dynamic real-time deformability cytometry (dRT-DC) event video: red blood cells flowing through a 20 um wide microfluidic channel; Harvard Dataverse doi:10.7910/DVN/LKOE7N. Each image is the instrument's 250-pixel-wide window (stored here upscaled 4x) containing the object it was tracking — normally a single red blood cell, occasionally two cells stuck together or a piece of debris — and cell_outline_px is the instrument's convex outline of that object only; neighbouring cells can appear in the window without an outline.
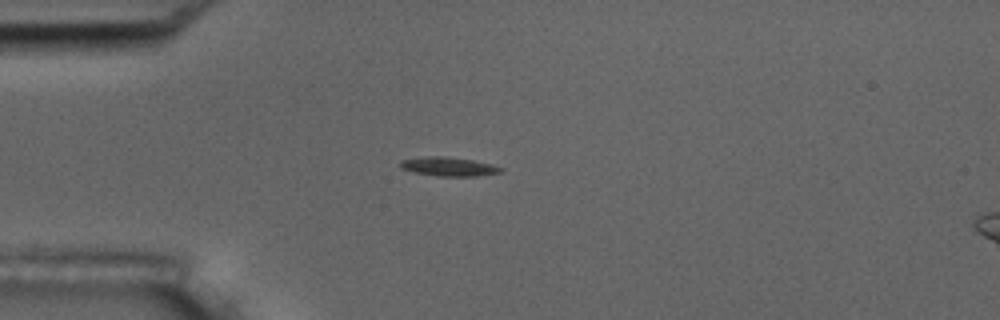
{"species": "common noctule bat (a hibernating species)", "species_latin": "Nyctalus noctula", "temperature_condition": "room temperature", "stored_images_in_passage": 2, "camera_frame_rate_fps": 3000, "um_per_image_px": 0.085, "animal": {"sex": "male", "body_mass_g": 17.5, "forearm_length_mm": 52.3}, "frame": {"image": 1, "passage_image": 1, "time_ms": 0.0, "image_size_px": [1000, 320], "cell_outline_px": [[504, 168], [500, 172], [476, 176], [436, 176], [412, 172], [400, 168], [400, 160], [428, 156], [444, 156], [472, 160], [492, 164]], "centroid_in_image_um": [38.1, 14.16], "position_along_channel_um": 46.9, "area_um2": 11.1}}